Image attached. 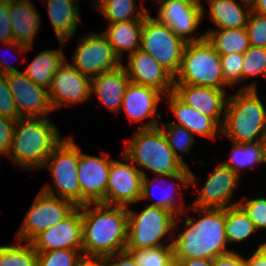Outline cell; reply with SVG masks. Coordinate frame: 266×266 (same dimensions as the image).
I'll return each instance as SVG.
<instances>
[{"mask_svg": "<svg viewBox=\"0 0 266 266\" xmlns=\"http://www.w3.org/2000/svg\"><path fill=\"white\" fill-rule=\"evenodd\" d=\"M160 125H162L160 128L174 154L187 166L182 157L179 155V152L183 155L185 153L189 154V151L195 142V135H193L185 127L175 125L170 121H167L166 123L161 121Z\"/></svg>", "mask_w": 266, "mask_h": 266, "instance_id": "obj_35", "label": "cell"}, {"mask_svg": "<svg viewBox=\"0 0 266 266\" xmlns=\"http://www.w3.org/2000/svg\"><path fill=\"white\" fill-rule=\"evenodd\" d=\"M165 96L161 91L150 87L129 82L122 100L121 108L131 123L147 120L139 129H148L159 126L161 115L156 113L158 105ZM150 118L152 120H150Z\"/></svg>", "mask_w": 266, "mask_h": 266, "instance_id": "obj_19", "label": "cell"}, {"mask_svg": "<svg viewBox=\"0 0 266 266\" xmlns=\"http://www.w3.org/2000/svg\"><path fill=\"white\" fill-rule=\"evenodd\" d=\"M94 7L101 13L108 24L116 22L143 20L144 17L151 13L142 3L141 6L135 5V0H95Z\"/></svg>", "mask_w": 266, "mask_h": 266, "instance_id": "obj_31", "label": "cell"}, {"mask_svg": "<svg viewBox=\"0 0 266 266\" xmlns=\"http://www.w3.org/2000/svg\"><path fill=\"white\" fill-rule=\"evenodd\" d=\"M232 143V150L229 153L230 157L222 163L225 166H228L239 176L243 168L246 170L247 167L251 168L257 164H265L263 141L250 143Z\"/></svg>", "mask_w": 266, "mask_h": 266, "instance_id": "obj_32", "label": "cell"}, {"mask_svg": "<svg viewBox=\"0 0 266 266\" xmlns=\"http://www.w3.org/2000/svg\"><path fill=\"white\" fill-rule=\"evenodd\" d=\"M222 75L226 86H235L242 83L243 54L230 53L220 55Z\"/></svg>", "mask_w": 266, "mask_h": 266, "instance_id": "obj_40", "label": "cell"}, {"mask_svg": "<svg viewBox=\"0 0 266 266\" xmlns=\"http://www.w3.org/2000/svg\"><path fill=\"white\" fill-rule=\"evenodd\" d=\"M245 27L250 45L266 48V16L257 14L251 10Z\"/></svg>", "mask_w": 266, "mask_h": 266, "instance_id": "obj_42", "label": "cell"}, {"mask_svg": "<svg viewBox=\"0 0 266 266\" xmlns=\"http://www.w3.org/2000/svg\"><path fill=\"white\" fill-rule=\"evenodd\" d=\"M169 103V110L173 112L178 126L185 127L193 135L196 133L212 140H216L217 134L221 135V126L212 118L204 115L196 109L189 107L181 101L173 92L165 95Z\"/></svg>", "mask_w": 266, "mask_h": 266, "instance_id": "obj_24", "label": "cell"}, {"mask_svg": "<svg viewBox=\"0 0 266 266\" xmlns=\"http://www.w3.org/2000/svg\"><path fill=\"white\" fill-rule=\"evenodd\" d=\"M251 10L257 14L266 16V0H250Z\"/></svg>", "mask_w": 266, "mask_h": 266, "instance_id": "obj_50", "label": "cell"}, {"mask_svg": "<svg viewBox=\"0 0 266 266\" xmlns=\"http://www.w3.org/2000/svg\"><path fill=\"white\" fill-rule=\"evenodd\" d=\"M0 266H37V253L30 242L0 246Z\"/></svg>", "mask_w": 266, "mask_h": 266, "instance_id": "obj_34", "label": "cell"}, {"mask_svg": "<svg viewBox=\"0 0 266 266\" xmlns=\"http://www.w3.org/2000/svg\"><path fill=\"white\" fill-rule=\"evenodd\" d=\"M62 140L59 129L48 117H22L15 121L12 144L6 157L24 169H41Z\"/></svg>", "mask_w": 266, "mask_h": 266, "instance_id": "obj_4", "label": "cell"}, {"mask_svg": "<svg viewBox=\"0 0 266 266\" xmlns=\"http://www.w3.org/2000/svg\"><path fill=\"white\" fill-rule=\"evenodd\" d=\"M263 143H264L265 164H266V136L263 139Z\"/></svg>", "mask_w": 266, "mask_h": 266, "instance_id": "obj_53", "label": "cell"}, {"mask_svg": "<svg viewBox=\"0 0 266 266\" xmlns=\"http://www.w3.org/2000/svg\"><path fill=\"white\" fill-rule=\"evenodd\" d=\"M80 39L70 64L83 75L93 78L123 64L103 33L91 32Z\"/></svg>", "mask_w": 266, "mask_h": 266, "instance_id": "obj_11", "label": "cell"}, {"mask_svg": "<svg viewBox=\"0 0 266 266\" xmlns=\"http://www.w3.org/2000/svg\"><path fill=\"white\" fill-rule=\"evenodd\" d=\"M123 154L135 166L138 164L157 174L156 177L174 175L186 167L174 154L160 126L138 128L125 143Z\"/></svg>", "mask_w": 266, "mask_h": 266, "instance_id": "obj_5", "label": "cell"}, {"mask_svg": "<svg viewBox=\"0 0 266 266\" xmlns=\"http://www.w3.org/2000/svg\"><path fill=\"white\" fill-rule=\"evenodd\" d=\"M15 121L0 116V155L7 156L12 144Z\"/></svg>", "mask_w": 266, "mask_h": 266, "instance_id": "obj_44", "label": "cell"}, {"mask_svg": "<svg viewBox=\"0 0 266 266\" xmlns=\"http://www.w3.org/2000/svg\"><path fill=\"white\" fill-rule=\"evenodd\" d=\"M101 155L102 157L91 156L80 149L77 170L80 206L89 203L106 204V189L112 159L105 151H101Z\"/></svg>", "mask_w": 266, "mask_h": 266, "instance_id": "obj_13", "label": "cell"}, {"mask_svg": "<svg viewBox=\"0 0 266 266\" xmlns=\"http://www.w3.org/2000/svg\"><path fill=\"white\" fill-rule=\"evenodd\" d=\"M168 179L167 181H169L167 184L171 183V192L169 190L168 193L164 192V194H162V196H158L159 199H156L155 202H152L151 204H147L150 206H156V207H160V208H164V209H168L172 212H174L177 216L178 215H183L184 213L188 211L185 210V204H184V200H182V191H181V185H184V188H187V186H194L196 187L198 185V181L196 176L193 174V171H191V169L186 166L181 172L176 173L174 175H169V176H165V179ZM157 179H160L161 182L163 181L162 177H154L151 181H149V177H143L142 180V193H141V199L140 200H147L153 197V193L154 192V187H155V181ZM176 181V182H175ZM151 188V189H150ZM175 191V192H174ZM178 194L179 195V200L174 198V196L172 194ZM181 199V200H180ZM179 204H178V203ZM185 210V211H184Z\"/></svg>", "mask_w": 266, "mask_h": 266, "instance_id": "obj_22", "label": "cell"}, {"mask_svg": "<svg viewBox=\"0 0 266 266\" xmlns=\"http://www.w3.org/2000/svg\"><path fill=\"white\" fill-rule=\"evenodd\" d=\"M130 82L124 64L91 78V95H96L105 108L118 115L123 96Z\"/></svg>", "mask_w": 266, "mask_h": 266, "instance_id": "obj_23", "label": "cell"}, {"mask_svg": "<svg viewBox=\"0 0 266 266\" xmlns=\"http://www.w3.org/2000/svg\"><path fill=\"white\" fill-rule=\"evenodd\" d=\"M81 215L84 257L106 258L126 249L127 207L89 203L81 206Z\"/></svg>", "mask_w": 266, "mask_h": 266, "instance_id": "obj_1", "label": "cell"}, {"mask_svg": "<svg viewBox=\"0 0 266 266\" xmlns=\"http://www.w3.org/2000/svg\"><path fill=\"white\" fill-rule=\"evenodd\" d=\"M249 84L240 86L227 99L221 135L231 142L263 141L266 136V108L257 93L256 84Z\"/></svg>", "mask_w": 266, "mask_h": 266, "instance_id": "obj_3", "label": "cell"}, {"mask_svg": "<svg viewBox=\"0 0 266 266\" xmlns=\"http://www.w3.org/2000/svg\"><path fill=\"white\" fill-rule=\"evenodd\" d=\"M146 1H149V0H146ZM151 1V0H150ZM153 2H156L159 3L158 5L160 4H164V3H169V2H172V1H182V2H193V3H201V0H152Z\"/></svg>", "mask_w": 266, "mask_h": 266, "instance_id": "obj_52", "label": "cell"}, {"mask_svg": "<svg viewBox=\"0 0 266 266\" xmlns=\"http://www.w3.org/2000/svg\"><path fill=\"white\" fill-rule=\"evenodd\" d=\"M190 208L192 212H199L200 218L196 220L186 216L183 221L185 229L175 238H171L174 259L213 260L218 255L232 251L226 247L225 209L195 206H190ZM202 213H204L203 216Z\"/></svg>", "mask_w": 266, "mask_h": 266, "instance_id": "obj_2", "label": "cell"}, {"mask_svg": "<svg viewBox=\"0 0 266 266\" xmlns=\"http://www.w3.org/2000/svg\"><path fill=\"white\" fill-rule=\"evenodd\" d=\"M40 17L31 0H10L13 40L27 47L33 46L41 26Z\"/></svg>", "mask_w": 266, "mask_h": 266, "instance_id": "obj_25", "label": "cell"}, {"mask_svg": "<svg viewBox=\"0 0 266 266\" xmlns=\"http://www.w3.org/2000/svg\"><path fill=\"white\" fill-rule=\"evenodd\" d=\"M135 258L139 266H175L172 245L157 248L125 249Z\"/></svg>", "mask_w": 266, "mask_h": 266, "instance_id": "obj_36", "label": "cell"}, {"mask_svg": "<svg viewBox=\"0 0 266 266\" xmlns=\"http://www.w3.org/2000/svg\"><path fill=\"white\" fill-rule=\"evenodd\" d=\"M225 235L227 243L243 242L258 230L239 206L225 209Z\"/></svg>", "mask_w": 266, "mask_h": 266, "instance_id": "obj_33", "label": "cell"}, {"mask_svg": "<svg viewBox=\"0 0 266 266\" xmlns=\"http://www.w3.org/2000/svg\"><path fill=\"white\" fill-rule=\"evenodd\" d=\"M205 6L202 3L172 1L158 5L157 19L166 25L186 42H198L205 38V33L200 36L192 35L204 17Z\"/></svg>", "mask_w": 266, "mask_h": 266, "instance_id": "obj_15", "label": "cell"}, {"mask_svg": "<svg viewBox=\"0 0 266 266\" xmlns=\"http://www.w3.org/2000/svg\"><path fill=\"white\" fill-rule=\"evenodd\" d=\"M48 92L55 111L70 104H81L91 98V78L65 60L53 75Z\"/></svg>", "mask_w": 266, "mask_h": 266, "instance_id": "obj_14", "label": "cell"}, {"mask_svg": "<svg viewBox=\"0 0 266 266\" xmlns=\"http://www.w3.org/2000/svg\"><path fill=\"white\" fill-rule=\"evenodd\" d=\"M143 20H131L108 24L102 33L108 39L114 53L123 61L124 53H133L140 49Z\"/></svg>", "mask_w": 266, "mask_h": 266, "instance_id": "obj_28", "label": "cell"}, {"mask_svg": "<svg viewBox=\"0 0 266 266\" xmlns=\"http://www.w3.org/2000/svg\"><path fill=\"white\" fill-rule=\"evenodd\" d=\"M47 5L54 33L61 47L70 41L78 29L81 16L78 2L73 0H41Z\"/></svg>", "mask_w": 266, "mask_h": 266, "instance_id": "obj_26", "label": "cell"}, {"mask_svg": "<svg viewBox=\"0 0 266 266\" xmlns=\"http://www.w3.org/2000/svg\"><path fill=\"white\" fill-rule=\"evenodd\" d=\"M77 266H106V263L104 258L83 257Z\"/></svg>", "mask_w": 266, "mask_h": 266, "instance_id": "obj_49", "label": "cell"}, {"mask_svg": "<svg viewBox=\"0 0 266 266\" xmlns=\"http://www.w3.org/2000/svg\"><path fill=\"white\" fill-rule=\"evenodd\" d=\"M173 93L189 107L212 117L222 127L228 99L226 89L174 84Z\"/></svg>", "mask_w": 266, "mask_h": 266, "instance_id": "obj_20", "label": "cell"}, {"mask_svg": "<svg viewBox=\"0 0 266 266\" xmlns=\"http://www.w3.org/2000/svg\"><path fill=\"white\" fill-rule=\"evenodd\" d=\"M21 72L0 58V75Z\"/></svg>", "mask_w": 266, "mask_h": 266, "instance_id": "obj_51", "label": "cell"}, {"mask_svg": "<svg viewBox=\"0 0 266 266\" xmlns=\"http://www.w3.org/2000/svg\"><path fill=\"white\" fill-rule=\"evenodd\" d=\"M174 84L225 89L220 54L206 38L187 42Z\"/></svg>", "mask_w": 266, "mask_h": 266, "instance_id": "obj_7", "label": "cell"}, {"mask_svg": "<svg viewBox=\"0 0 266 266\" xmlns=\"http://www.w3.org/2000/svg\"><path fill=\"white\" fill-rule=\"evenodd\" d=\"M257 76L266 79V48L250 46L243 54L242 82Z\"/></svg>", "mask_w": 266, "mask_h": 266, "instance_id": "obj_38", "label": "cell"}, {"mask_svg": "<svg viewBox=\"0 0 266 266\" xmlns=\"http://www.w3.org/2000/svg\"><path fill=\"white\" fill-rule=\"evenodd\" d=\"M0 116L14 121L22 118L9 89L6 75H0Z\"/></svg>", "mask_w": 266, "mask_h": 266, "instance_id": "obj_43", "label": "cell"}, {"mask_svg": "<svg viewBox=\"0 0 266 266\" xmlns=\"http://www.w3.org/2000/svg\"><path fill=\"white\" fill-rule=\"evenodd\" d=\"M212 266H245V263L243 256L232 250L215 257Z\"/></svg>", "mask_w": 266, "mask_h": 266, "instance_id": "obj_46", "label": "cell"}, {"mask_svg": "<svg viewBox=\"0 0 266 266\" xmlns=\"http://www.w3.org/2000/svg\"><path fill=\"white\" fill-rule=\"evenodd\" d=\"M81 206L76 207L65 219L38 234L30 243L36 252L58 249L82 250Z\"/></svg>", "mask_w": 266, "mask_h": 266, "instance_id": "obj_18", "label": "cell"}, {"mask_svg": "<svg viewBox=\"0 0 266 266\" xmlns=\"http://www.w3.org/2000/svg\"><path fill=\"white\" fill-rule=\"evenodd\" d=\"M238 205L248 215L257 230L266 228V197L252 199L244 197Z\"/></svg>", "mask_w": 266, "mask_h": 266, "instance_id": "obj_41", "label": "cell"}, {"mask_svg": "<svg viewBox=\"0 0 266 266\" xmlns=\"http://www.w3.org/2000/svg\"><path fill=\"white\" fill-rule=\"evenodd\" d=\"M37 253V266H77L83 259V250L58 249Z\"/></svg>", "mask_w": 266, "mask_h": 266, "instance_id": "obj_37", "label": "cell"}, {"mask_svg": "<svg viewBox=\"0 0 266 266\" xmlns=\"http://www.w3.org/2000/svg\"><path fill=\"white\" fill-rule=\"evenodd\" d=\"M127 212L126 249H147L172 245L173 240L169 241V244H164L163 239L171 232L175 234L179 220H183V217L180 218L181 215L177 216L168 209L147 204H144V209L140 212H135L129 207H127ZM175 216H177V219Z\"/></svg>", "mask_w": 266, "mask_h": 266, "instance_id": "obj_6", "label": "cell"}, {"mask_svg": "<svg viewBox=\"0 0 266 266\" xmlns=\"http://www.w3.org/2000/svg\"><path fill=\"white\" fill-rule=\"evenodd\" d=\"M80 148L76 146L73 137L67 136L54 148L42 167L45 170L49 168L56 190L48 183L41 190L53 196L58 194L76 207H80V184L77 174Z\"/></svg>", "mask_w": 266, "mask_h": 266, "instance_id": "obj_8", "label": "cell"}, {"mask_svg": "<svg viewBox=\"0 0 266 266\" xmlns=\"http://www.w3.org/2000/svg\"><path fill=\"white\" fill-rule=\"evenodd\" d=\"M175 266H212V260L203 258L175 259Z\"/></svg>", "mask_w": 266, "mask_h": 266, "instance_id": "obj_48", "label": "cell"}, {"mask_svg": "<svg viewBox=\"0 0 266 266\" xmlns=\"http://www.w3.org/2000/svg\"><path fill=\"white\" fill-rule=\"evenodd\" d=\"M245 266H266V245L259 244L250 258H244Z\"/></svg>", "mask_w": 266, "mask_h": 266, "instance_id": "obj_47", "label": "cell"}, {"mask_svg": "<svg viewBox=\"0 0 266 266\" xmlns=\"http://www.w3.org/2000/svg\"><path fill=\"white\" fill-rule=\"evenodd\" d=\"M240 176L222 162L209 174L204 186L191 206L199 208H222L238 205L232 203Z\"/></svg>", "mask_w": 266, "mask_h": 266, "instance_id": "obj_17", "label": "cell"}, {"mask_svg": "<svg viewBox=\"0 0 266 266\" xmlns=\"http://www.w3.org/2000/svg\"><path fill=\"white\" fill-rule=\"evenodd\" d=\"M104 260L106 266H139L132 254L126 250L110 255Z\"/></svg>", "mask_w": 266, "mask_h": 266, "instance_id": "obj_45", "label": "cell"}, {"mask_svg": "<svg viewBox=\"0 0 266 266\" xmlns=\"http://www.w3.org/2000/svg\"><path fill=\"white\" fill-rule=\"evenodd\" d=\"M187 42L171 28L148 13L143 19L140 49L167 70L173 77L179 71Z\"/></svg>", "mask_w": 266, "mask_h": 266, "instance_id": "obj_9", "label": "cell"}, {"mask_svg": "<svg viewBox=\"0 0 266 266\" xmlns=\"http://www.w3.org/2000/svg\"><path fill=\"white\" fill-rule=\"evenodd\" d=\"M75 208L71 201L40 190L24 217L16 240L31 242L38 234L65 219Z\"/></svg>", "mask_w": 266, "mask_h": 266, "instance_id": "obj_10", "label": "cell"}, {"mask_svg": "<svg viewBox=\"0 0 266 266\" xmlns=\"http://www.w3.org/2000/svg\"><path fill=\"white\" fill-rule=\"evenodd\" d=\"M0 42L19 50L22 54L32 49L13 40V30L10 20V0H0Z\"/></svg>", "mask_w": 266, "mask_h": 266, "instance_id": "obj_39", "label": "cell"}, {"mask_svg": "<svg viewBox=\"0 0 266 266\" xmlns=\"http://www.w3.org/2000/svg\"><path fill=\"white\" fill-rule=\"evenodd\" d=\"M240 1V0H239ZM208 0L209 18L215 29H234L245 27L251 11L250 0Z\"/></svg>", "mask_w": 266, "mask_h": 266, "instance_id": "obj_27", "label": "cell"}, {"mask_svg": "<svg viewBox=\"0 0 266 266\" xmlns=\"http://www.w3.org/2000/svg\"><path fill=\"white\" fill-rule=\"evenodd\" d=\"M121 157V161L111 160L106 204L129 207V204L140 201L142 180L147 174L146 171L137 168L123 153Z\"/></svg>", "mask_w": 266, "mask_h": 266, "instance_id": "obj_12", "label": "cell"}, {"mask_svg": "<svg viewBox=\"0 0 266 266\" xmlns=\"http://www.w3.org/2000/svg\"><path fill=\"white\" fill-rule=\"evenodd\" d=\"M9 89L21 117L45 118L53 112L49 92L23 72L6 75Z\"/></svg>", "mask_w": 266, "mask_h": 266, "instance_id": "obj_16", "label": "cell"}, {"mask_svg": "<svg viewBox=\"0 0 266 266\" xmlns=\"http://www.w3.org/2000/svg\"><path fill=\"white\" fill-rule=\"evenodd\" d=\"M63 54L60 50H43L27 65L23 73L35 84L49 90L53 75L66 60Z\"/></svg>", "mask_w": 266, "mask_h": 266, "instance_id": "obj_29", "label": "cell"}, {"mask_svg": "<svg viewBox=\"0 0 266 266\" xmlns=\"http://www.w3.org/2000/svg\"><path fill=\"white\" fill-rule=\"evenodd\" d=\"M127 62L124 68L130 82L153 87L164 95L173 92L174 77L148 53L138 49L128 54Z\"/></svg>", "mask_w": 266, "mask_h": 266, "instance_id": "obj_21", "label": "cell"}, {"mask_svg": "<svg viewBox=\"0 0 266 266\" xmlns=\"http://www.w3.org/2000/svg\"><path fill=\"white\" fill-rule=\"evenodd\" d=\"M205 38L220 55L244 54L250 45L246 27L234 29H208Z\"/></svg>", "mask_w": 266, "mask_h": 266, "instance_id": "obj_30", "label": "cell"}]
</instances>
